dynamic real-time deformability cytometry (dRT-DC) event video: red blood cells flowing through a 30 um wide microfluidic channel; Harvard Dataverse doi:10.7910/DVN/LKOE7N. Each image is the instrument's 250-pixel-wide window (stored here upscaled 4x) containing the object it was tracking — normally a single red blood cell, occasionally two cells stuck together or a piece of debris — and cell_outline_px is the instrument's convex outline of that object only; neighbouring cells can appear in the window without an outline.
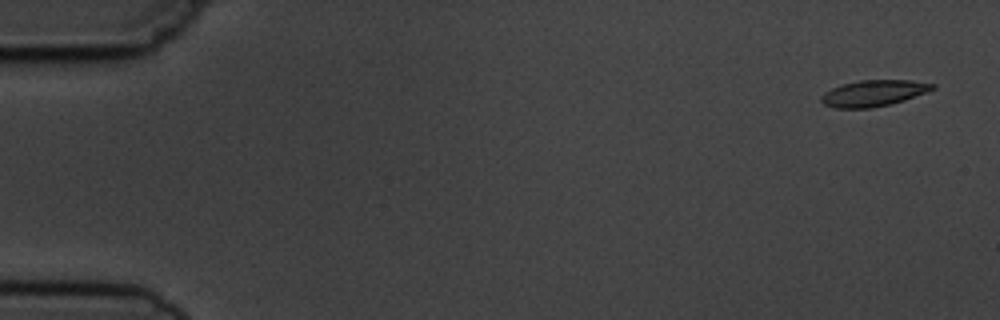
{"species": "common noctule bat (a hibernating species)", "species_latin": "Nyctalus noctula", "temperature_condition": "cold", "stored_images_in_passage": 6, "camera_frame_rate_fps": 3000, "um_per_image_px": 0.085, "animal": {"sex": "male", "body_mass_g": 19.5, "forearm_length_mm": 54.6}, "frame": {"image": 1, "passage_image": 1, "time_ms": 0.0, "image_size_px": [1000, 320], "cell_outline_px": [[936, 88], [904, 100], [872, 108], [832, 108], [824, 104], [820, 100], [820, 96], [824, 92], [832, 88], [844, 84], [860, 80], [908, 80], [936, 84]], "centroid_in_image_um": [74.22, 7.92], "position_along_channel_um": 10.8, "area_um2": 16.88}}